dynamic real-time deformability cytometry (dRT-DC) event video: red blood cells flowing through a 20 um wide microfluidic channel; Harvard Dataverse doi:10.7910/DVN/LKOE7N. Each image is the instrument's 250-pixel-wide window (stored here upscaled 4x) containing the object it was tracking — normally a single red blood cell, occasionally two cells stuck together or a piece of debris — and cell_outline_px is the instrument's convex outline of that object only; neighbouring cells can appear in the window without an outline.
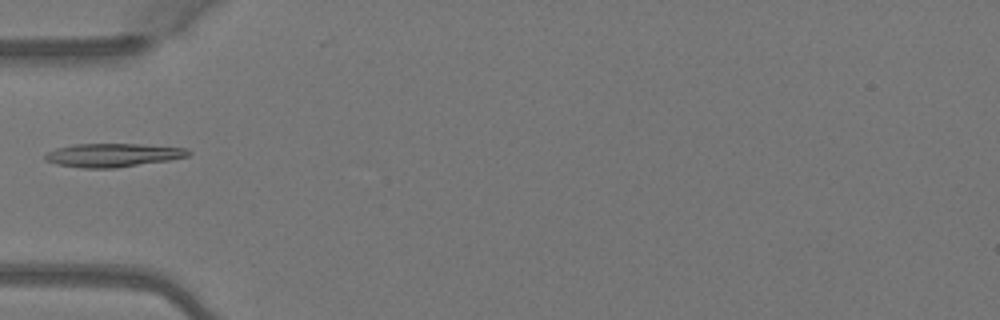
{"species": "Egyptian fruit bat (a non-hibernating species)", "species_latin": "Rousettus aegyptiacus", "temperature_condition": "warm", "stored_images_in_passage": 6, "camera_frame_rate_fps": 3000, "um_per_image_px": 0.085, "animal": {"sex": "female"}, "frame": {"image": 1, "passage_image": 5, "time_ms": 1.333, "image_size_px": [1000, 320], "cell_outline_px": [[192, 152], [188, 156], [168, 160], [116, 168], [80, 168], [56, 164], [44, 160], [44, 156], [48, 152], [56, 148], [72, 144], [140, 144], [188, 148]], "centroid_in_image_um": [9.58, 13.18], "position_along_channel_um": 75.4, "area_um2": 19.71}}
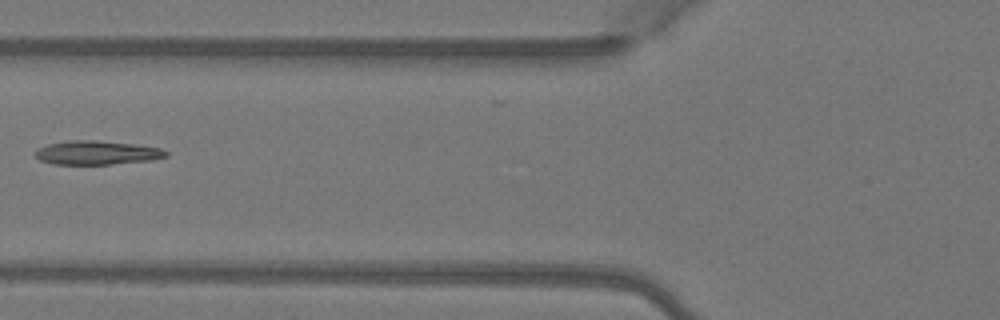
{"frame": {"image": 2, "passage_image": 6, "time_ms": 1.667, "image_size_px": [1000, 320], "cell_outline_px": [[168, 156], [148, 160], [112, 164], [52, 164], [40, 160], [36, 156], [36, 148], [48, 144], [68, 140], [96, 140], [136, 144], [160, 148], [168, 152]], "centroid_in_image_um": [8.21, 12.97], "position_along_channel_um": 117.6, "area_um2": 18.15}}